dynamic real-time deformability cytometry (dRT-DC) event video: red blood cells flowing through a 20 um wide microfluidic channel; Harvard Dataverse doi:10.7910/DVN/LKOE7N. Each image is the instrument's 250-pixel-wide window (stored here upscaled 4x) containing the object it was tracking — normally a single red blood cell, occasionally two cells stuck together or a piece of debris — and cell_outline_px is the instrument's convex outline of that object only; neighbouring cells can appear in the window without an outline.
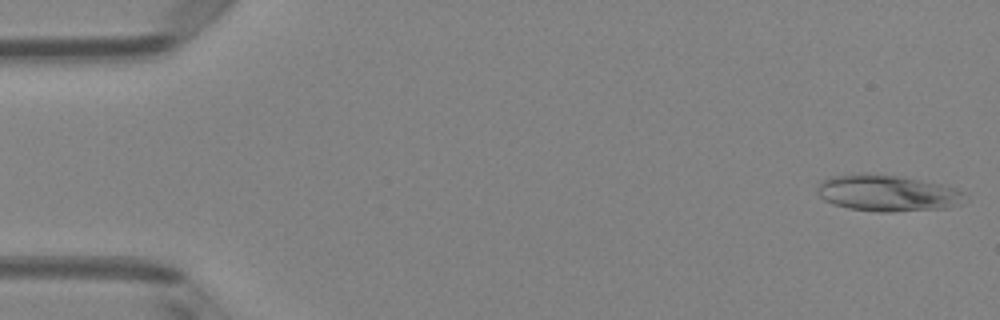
{"species": "Egyptian fruit bat (a non-hibernating species)", "species_latin": "Rousettus aegyptiacus", "temperature_condition": "room temperature", "stored_images_in_passage": 48, "camera_frame_rate_fps": 3000, "um_per_image_px": 0.085, "animal": {"sex": "female"}, "frame": {"image": 1, "passage_image": 1, "time_ms": 0.0, "image_size_px": [1000, 320], "cell_outline_px": [[968, 200], [960, 204], [948, 208], [892, 212], [876, 212], [848, 208], [832, 204], [824, 200], [816, 192], [816, 188], [824, 180], [832, 176], [860, 172], [864, 172], [904, 176], [940, 184], [956, 188], [964, 192]], "centroid_in_image_um": [75.45, 16.41], "position_along_channel_um": 9.5, "area_um2": 31.96}}
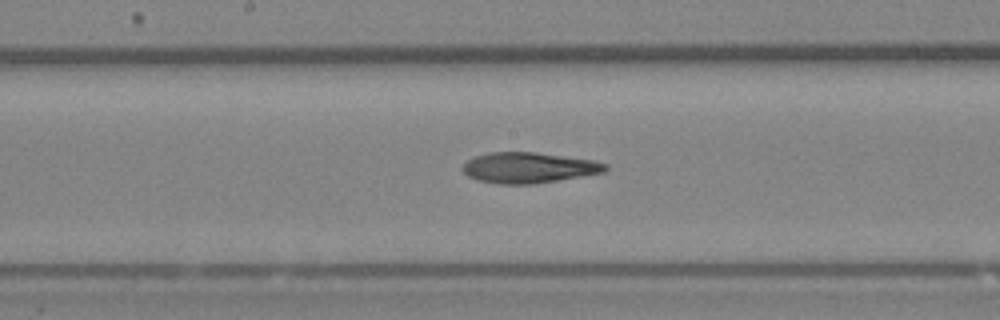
{"frame": {"image": 2, "passage_image": 25, "time_ms": 8.0, "image_size_px": [1000, 320], "cell_outline_px": [[608, 168], [604, 172], [532, 184], [496, 184], [476, 180], [468, 176], [460, 168], [468, 160], [476, 156], [488, 152], [536, 152], [592, 160], [608, 164]], "centroid_in_image_um": [44.89, 14.25], "position_along_channel_um": 203.3, "area_um2": 25.37}}
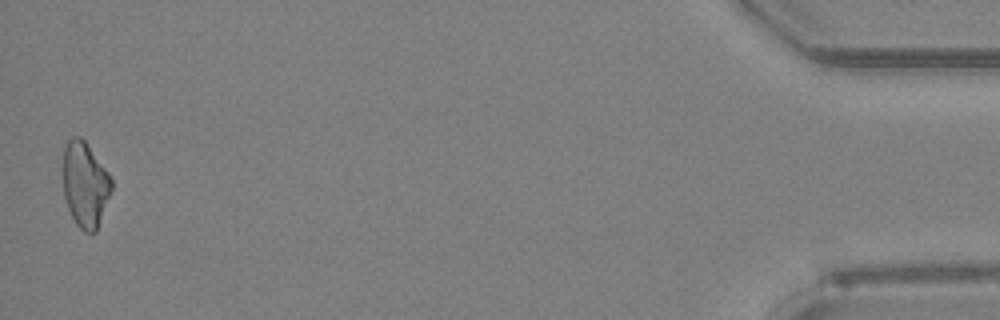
{"frame": {"image": 3, "passage_image": 48, "time_ms": 15.667, "image_size_px": [1000, 320], "cell_outline_px": [[112, 188], [96, 232], [84, 232], [76, 224], [68, 208], [64, 196], [64, 144], [72, 136], [80, 136], [84, 140], [112, 176]], "centroid_in_image_um": [7.24, 15.66], "position_along_channel_um": 428.0, "area_um2": 23.99}, "authors_computed_cell_mechanics": {"area_um2": 25.8366, "velocity_mm_per_s": 4.1183, "shape_relaxation_time_tau1_ms": null, "shape_relaxation_time_tau2_ms": 3.8737, "deformation_change_tau1": null, "deformation_change_tau2": 0.1035}}